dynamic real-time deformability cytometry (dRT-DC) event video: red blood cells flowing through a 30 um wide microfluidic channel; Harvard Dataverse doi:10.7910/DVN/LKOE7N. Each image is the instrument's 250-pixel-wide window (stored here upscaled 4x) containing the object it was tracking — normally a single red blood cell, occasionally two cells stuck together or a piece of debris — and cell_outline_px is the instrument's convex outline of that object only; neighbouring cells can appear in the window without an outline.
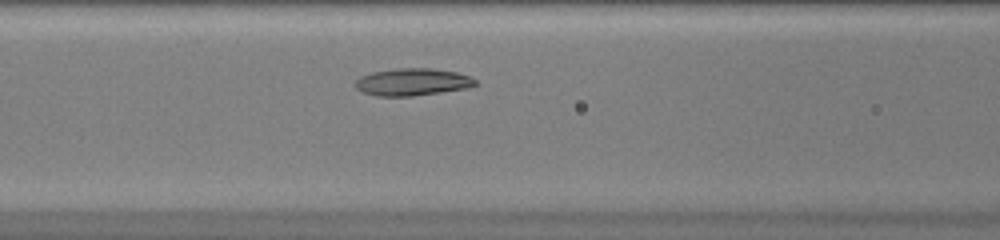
{"species": "common noctule bat (a hibernating species)", "species_latin": "Nyctalus noctula", "temperature_condition": "warm", "stored_images_in_passage": 32, "camera_frame_rate_fps": 3000, "um_per_image_px": 0.085, "animal": {"sex": "female", "body_mass_g": 20.0, "forearm_length_mm": 54.0}, "frame": {"image": 1, "passage_image": 9, "time_ms": 2.667, "image_size_px": [1000, 240], "cell_outline_px": [[476, 84], [468, 88], [412, 96], [376, 96], [364, 92], [356, 88], [356, 80], [360, 76], [372, 72], [396, 68], [432, 68], [456, 72], [468, 76], [476, 80]], "centroid_in_image_um": [35.04, 6.96], "position_along_channel_um": 131.6, "area_um2": 18.96}}
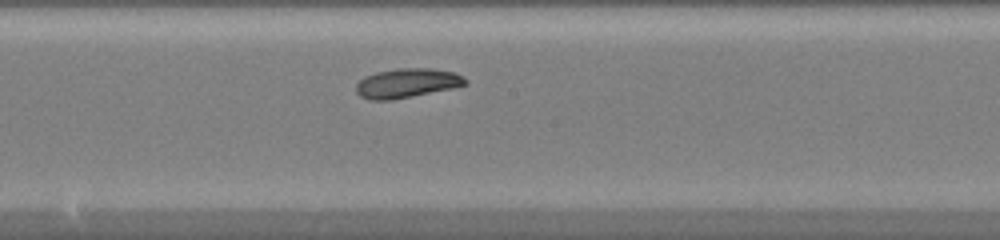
{"frame": {"image": 2, "passage_image": 15, "time_ms": 4.667, "image_size_px": [1000, 240], "cell_outline_px": [[468, 84], [452, 88], [392, 100], [368, 100], [360, 96], [356, 92], [356, 84], [364, 76], [376, 72], [396, 68], [432, 68], [452, 72], [464, 76], [468, 80]], "centroid_in_image_um": [34.58, 7.06], "position_along_channel_um": 213.6, "area_um2": 18.79}}
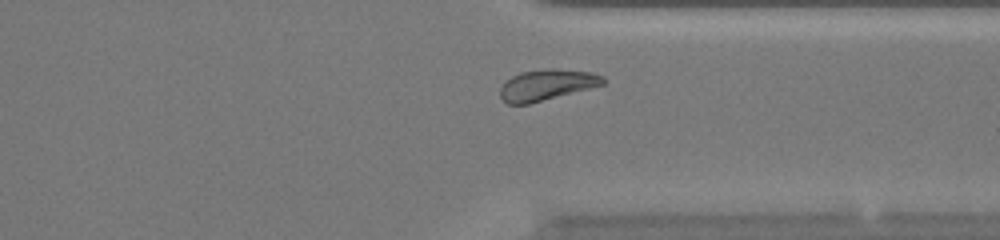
{"frame": {"image": 3, "passage_image": 26, "time_ms": 8.333, "image_size_px": [1000, 240], "cell_outline_px": [[604, 84], [528, 104], [508, 104], [500, 96], [500, 88], [512, 76], [520, 72], [548, 68], [552, 68], [588, 72], [604, 76]], "centroid_in_image_um": [46.45, 7.21], "position_along_channel_um": 364.9, "area_um2": 18.15}, "authors_computed_cell_mechanics": {"area_um2": 18.8428, "velocity_mm_per_s": 4.129, "shape_relaxation_time_tau1_ms": 2.8408, "shape_relaxation_time_tau2_ms": null, "deformation_change_tau1": 0.121, "deformation_change_tau2": null}}